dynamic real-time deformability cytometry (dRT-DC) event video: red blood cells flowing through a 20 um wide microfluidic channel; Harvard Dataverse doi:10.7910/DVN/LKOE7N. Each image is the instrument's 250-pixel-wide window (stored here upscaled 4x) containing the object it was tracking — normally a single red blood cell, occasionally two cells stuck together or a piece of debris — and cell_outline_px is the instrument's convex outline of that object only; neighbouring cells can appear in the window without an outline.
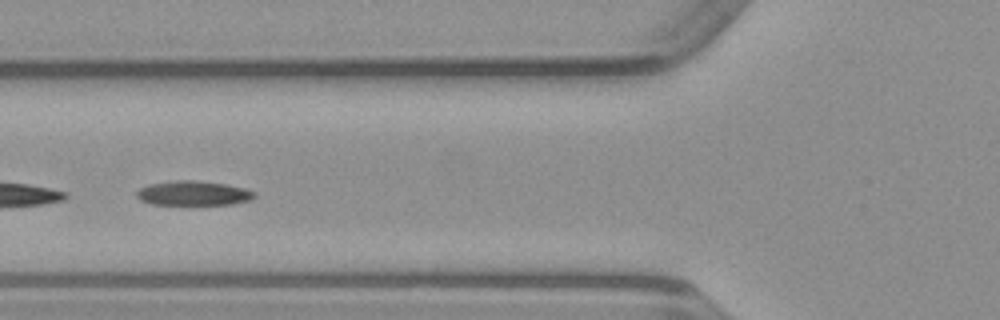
{"species": "common noctule bat (a hibernating species)", "species_latin": "Nyctalus noctula", "temperature_condition": "warm", "stored_images_in_passage": 20, "camera_frame_rate_fps": 3000, "um_per_image_px": 0.085, "animal": {"sex": "male", "body_mass_g": 23.1, "forearm_length_mm": 52.7}, "frame": {"image": 1, "passage_image": 17, "time_ms": 5.333, "image_size_px": [1000, 320], "cell_outline_px": [[256, 196], [252, 200], [232, 204], [152, 204], [140, 200], [136, 196], [136, 192], [140, 188], [148, 184], [168, 180], [196, 180], [224, 184], [244, 188], [256, 192]], "centroid_in_image_um": [16.42, 16.41], "position_along_channel_um": 109.4, "area_um2": 16.94}}